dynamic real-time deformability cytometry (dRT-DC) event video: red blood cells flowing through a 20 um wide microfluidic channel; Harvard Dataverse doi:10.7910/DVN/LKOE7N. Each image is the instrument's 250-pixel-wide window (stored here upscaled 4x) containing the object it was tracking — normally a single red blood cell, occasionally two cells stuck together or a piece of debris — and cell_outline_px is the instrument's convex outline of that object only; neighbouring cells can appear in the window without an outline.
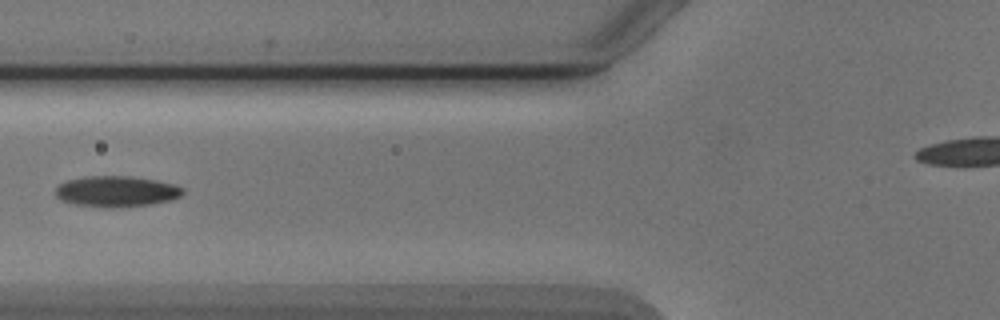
{"species": "Egyptian fruit bat (a non-hibernating species)", "species_latin": "Rousettus aegyptiacus", "temperature_condition": "cold", "stored_images_in_passage": 4, "camera_frame_rate_fps": 3000, "um_per_image_px": 0.085, "animal": {"sex": "male"}, "frame": {"image": 1, "passage_image": 4, "time_ms": 3.333, "image_size_px": [1000, 320], "cell_outline_px": [[184, 192], [180, 196], [172, 200], [152, 204], [120, 208], [104, 208], [76, 204], [60, 200], [56, 196], [56, 188], [60, 184], [68, 180], [84, 176], [132, 176], [156, 180], [172, 184], [184, 188]], "centroid_in_image_um": [9.91, 16.28], "position_along_channel_um": 115.9, "area_um2": 23.12}}